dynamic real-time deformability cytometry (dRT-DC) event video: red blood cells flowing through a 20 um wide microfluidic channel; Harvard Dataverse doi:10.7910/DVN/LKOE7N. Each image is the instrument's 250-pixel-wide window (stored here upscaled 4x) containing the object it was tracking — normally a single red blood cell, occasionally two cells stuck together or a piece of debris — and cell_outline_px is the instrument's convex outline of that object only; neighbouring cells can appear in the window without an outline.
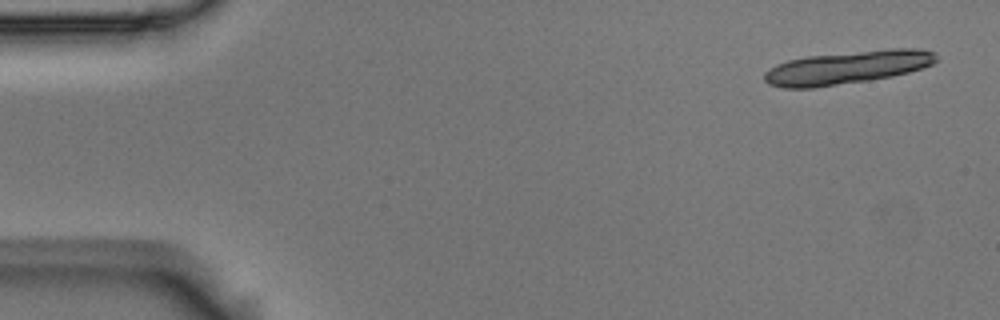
{"species": "Egyptian fruit bat (a non-hibernating species)", "species_latin": "Rousettus aegyptiacus", "temperature_condition": "room temperature", "stored_images_in_passage": 6, "segment_of_instrument_passage": [1, 2], "camera_frame_rate_fps": 3000, "um_per_image_px": 0.085, "animal": {"sex": "male"}, "frame": {"image": 1, "passage_image": 1, "time_ms": 0.0, "image_size_px": [1000, 320], "cell_outline_px": [[936, 60], [932, 64], [908, 72], [892, 76], [868, 80], [812, 88], [784, 88], [768, 84], [764, 80], [764, 72], [776, 64], [788, 60], [808, 56], [888, 48], [916, 48], [936, 52]], "centroid_in_image_um": [72.0, 5.72], "position_along_channel_um": 13.0, "area_um2": 33.12}}